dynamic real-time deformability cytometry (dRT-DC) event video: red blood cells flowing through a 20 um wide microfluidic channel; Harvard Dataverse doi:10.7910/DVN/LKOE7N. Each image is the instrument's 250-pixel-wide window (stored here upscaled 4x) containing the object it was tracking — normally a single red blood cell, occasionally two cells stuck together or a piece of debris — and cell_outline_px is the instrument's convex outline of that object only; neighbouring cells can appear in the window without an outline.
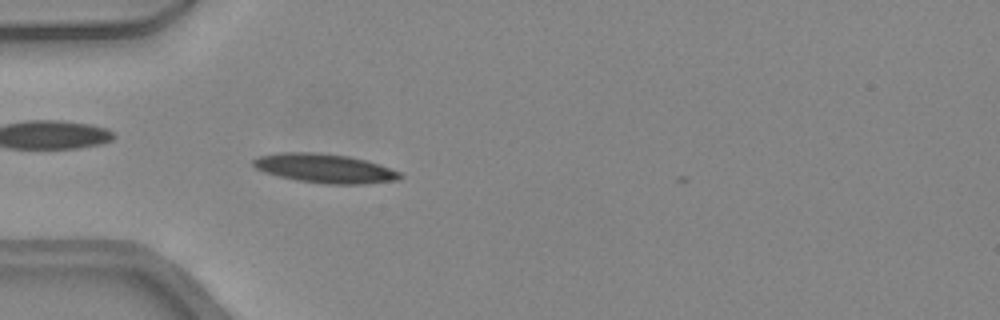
{"species": "common noctule bat (a hibernating species)", "species_latin": "Nyctalus noctula", "temperature_condition": "warm", "stored_images_in_passage": 3, "camera_frame_rate_fps": 3000, "um_per_image_px": 0.085, "animal": {"sex": "female", "body_mass_g": 24.6, "forearm_length_mm": 56.2}, "frame": {"image": 1, "passage_image": 2, "time_ms": 0.333, "image_size_px": [1000, 320], "cell_outline_px": [[404, 176], [396, 180], [364, 184], [328, 184], [296, 180], [264, 172], [256, 168], [252, 164], [252, 160], [256, 156], [280, 152], [312, 152], [348, 156], [380, 164], [400, 172]], "centroid_in_image_um": [27.58, 14.31], "position_along_channel_um": 57.4, "area_um2": 24.85}}